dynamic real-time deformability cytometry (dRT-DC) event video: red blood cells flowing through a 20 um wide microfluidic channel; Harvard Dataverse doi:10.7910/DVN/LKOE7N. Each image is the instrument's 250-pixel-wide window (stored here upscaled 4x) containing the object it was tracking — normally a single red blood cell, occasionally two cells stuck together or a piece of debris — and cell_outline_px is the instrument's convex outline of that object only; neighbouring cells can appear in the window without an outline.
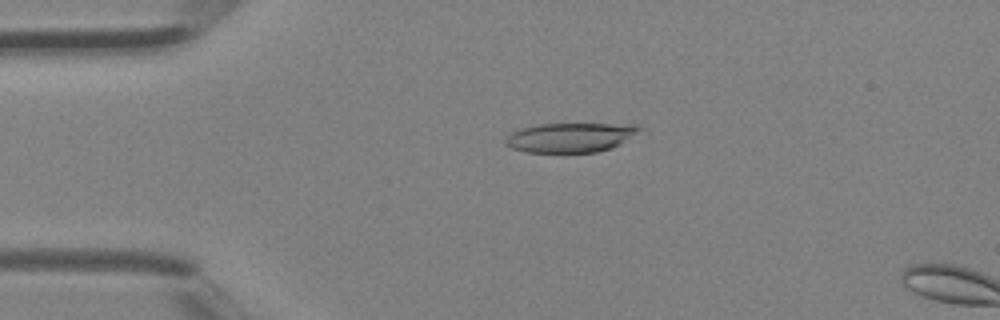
{"species": "Egyptian fruit bat (a non-hibernating species)", "species_latin": "Rousettus aegyptiacus", "temperature_condition": "room temperature", "stored_images_in_passage": 3, "camera_frame_rate_fps": 3000, "um_per_image_px": 0.085, "animal": {"sex": "female"}, "frame": {"image": 1, "passage_image": 2, "time_ms": 0.333, "image_size_px": [1000, 320], "cell_outline_px": [[644, 128], [620, 144], [612, 148], [596, 152], [528, 152], [512, 148], [504, 144], [504, 140], [512, 132], [520, 128], [540, 124], [636, 124]], "centroid_in_image_um": [48.49, 11.68], "position_along_channel_um": 36.5, "area_um2": 22.95}}